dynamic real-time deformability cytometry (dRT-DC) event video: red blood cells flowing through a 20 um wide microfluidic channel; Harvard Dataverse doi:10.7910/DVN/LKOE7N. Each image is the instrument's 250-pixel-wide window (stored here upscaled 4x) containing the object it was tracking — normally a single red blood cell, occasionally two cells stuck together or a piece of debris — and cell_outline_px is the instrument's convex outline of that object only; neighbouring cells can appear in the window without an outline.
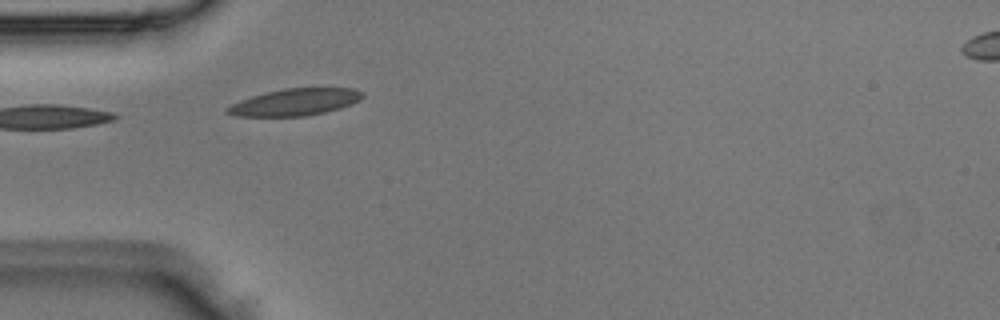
{"species": "Egyptian fruit bat (a non-hibernating species)", "species_latin": "Rousettus aegyptiacus", "temperature_condition": "room temperature", "stored_images_in_passage": 4, "camera_frame_rate_fps": 3000, "um_per_image_px": 0.085, "animal": {"sex": "male"}, "frame": {"image": 1, "passage_image": 2, "time_ms": 0.333, "image_size_px": [1000, 320], "cell_outline_px": [[364, 96], [360, 100], [340, 108], [324, 112], [304, 116], [236, 116], [224, 112], [224, 108], [240, 100], [252, 96], [284, 88], [352, 88], [364, 92]], "centroid_in_image_um": [25.07, 8.68], "position_along_channel_um": 59.9, "area_um2": 21.1}}